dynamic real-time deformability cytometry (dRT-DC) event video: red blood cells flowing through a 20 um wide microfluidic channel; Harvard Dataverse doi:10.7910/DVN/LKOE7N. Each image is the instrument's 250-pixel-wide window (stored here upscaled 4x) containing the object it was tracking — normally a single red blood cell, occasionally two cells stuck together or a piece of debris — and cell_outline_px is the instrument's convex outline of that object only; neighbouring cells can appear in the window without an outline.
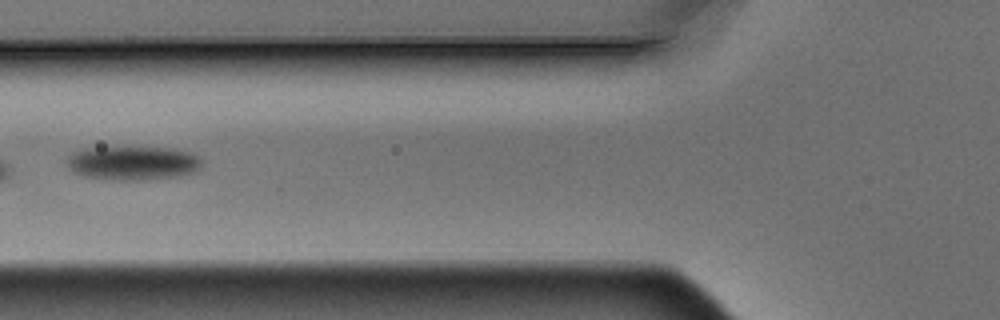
{"species": "Egyptian fruit bat (a non-hibernating species)", "species_latin": "Rousettus aegyptiacus", "temperature_condition": "warm", "stored_images_in_passage": 6, "camera_frame_rate_fps": 3000, "um_per_image_px": 0.085, "animal": {"sex": "male"}, "frame": {"image": 1, "passage_image": 6, "time_ms": 1.667, "image_size_px": [1000, 320], "cell_outline_px": [[200, 168], [196, 172], [180, 176], [148, 180], [108, 180], [84, 176], [76, 172], [68, 164], [68, 156], [72, 152], [88, 148], [176, 148], [192, 152], [200, 160]], "centroid_in_image_um": [11.35, 13.87], "position_along_channel_um": 114.5, "area_um2": 26.59}}